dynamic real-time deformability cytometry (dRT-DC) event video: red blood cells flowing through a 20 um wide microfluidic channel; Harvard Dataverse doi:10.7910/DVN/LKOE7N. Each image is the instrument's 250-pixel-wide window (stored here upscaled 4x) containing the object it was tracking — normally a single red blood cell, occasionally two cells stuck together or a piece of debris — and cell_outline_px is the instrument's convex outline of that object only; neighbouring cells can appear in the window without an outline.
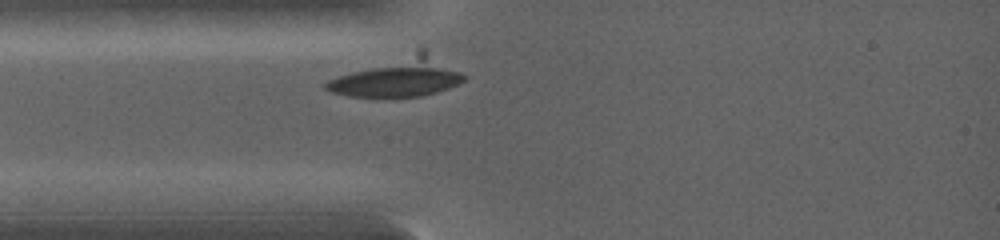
{"species": "common noctule bat (a hibernating species)", "species_latin": "Nyctalus noctula", "temperature_condition": "warm", "stored_images_in_passage": 4, "camera_frame_rate_fps": 5000, "um_per_image_px": 0.085, "animal": {"sex": "female", "body_mass_g": 19.0, "forearm_length_mm": 53.3}, "frame": {"image": 1, "passage_image": 2, "time_ms": 0.6, "image_size_px": [1000, 240], "cell_outline_px": [[468, 76], [464, 80], [448, 88], [436, 92], [420, 96], [348, 96], [332, 92], [324, 88], [324, 84], [328, 80], [424, 48]], "centroid_in_image_um": [33.93, 6.57], "position_along_channel_um": 51.1, "area_um2": 30.17}}
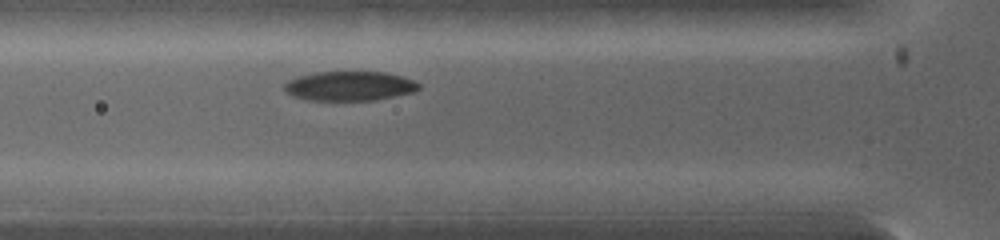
{"frame": {"image": 2, "passage_image": 4, "time_ms": 1.4, "image_size_px": [1000, 240], "cell_outline_px": [[420, 88], [416, 92], [376, 100], [308, 100], [292, 96], [284, 92], [284, 84], [288, 80], [300, 76], [316, 72], [384, 72], [400, 76], [412, 80], [420, 84]], "centroid_in_image_um": [29.71, 7.32], "position_along_channel_um": 96.1, "area_um2": 23.12}}